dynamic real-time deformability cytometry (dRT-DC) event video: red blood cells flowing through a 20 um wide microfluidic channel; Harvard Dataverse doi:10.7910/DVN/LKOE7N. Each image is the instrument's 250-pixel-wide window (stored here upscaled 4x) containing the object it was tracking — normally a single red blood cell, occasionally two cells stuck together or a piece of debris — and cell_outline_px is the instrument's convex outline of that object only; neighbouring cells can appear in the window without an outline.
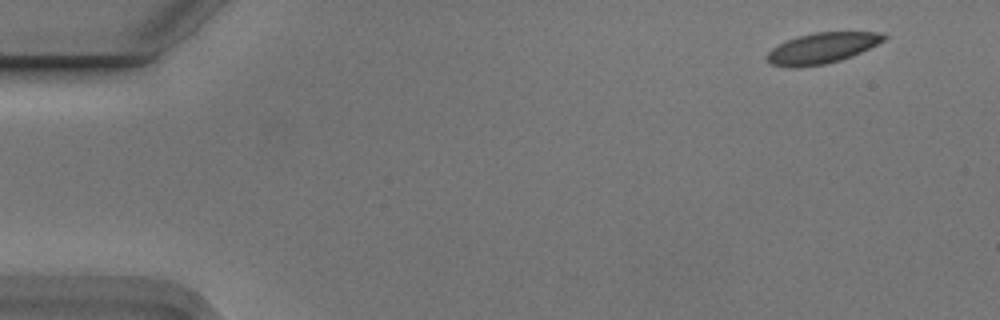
{"species": "Egyptian fruit bat (a non-hibernating species)", "species_latin": "Rousettus aegyptiacus", "temperature_condition": "cold", "stored_images_in_passage": 6, "segment_of_instrument_passage": [2, 2], "camera_frame_rate_fps": 3000, "um_per_image_px": 0.085, "animal": {"sex": "male"}, "frame": {"image": 1, "passage_image": 6, "time_ms": 1.667, "image_size_px": [1000, 320], "cell_outline_px": [[888, 36], [884, 40], [852, 56], [840, 60], [824, 64], [792, 68], [768, 64], [764, 56], [772, 48], [796, 36], [816, 32], [884, 32]], "centroid_in_image_um": [69.83, 4.09], "position_along_channel_um": 15.2, "area_um2": 20.92}}